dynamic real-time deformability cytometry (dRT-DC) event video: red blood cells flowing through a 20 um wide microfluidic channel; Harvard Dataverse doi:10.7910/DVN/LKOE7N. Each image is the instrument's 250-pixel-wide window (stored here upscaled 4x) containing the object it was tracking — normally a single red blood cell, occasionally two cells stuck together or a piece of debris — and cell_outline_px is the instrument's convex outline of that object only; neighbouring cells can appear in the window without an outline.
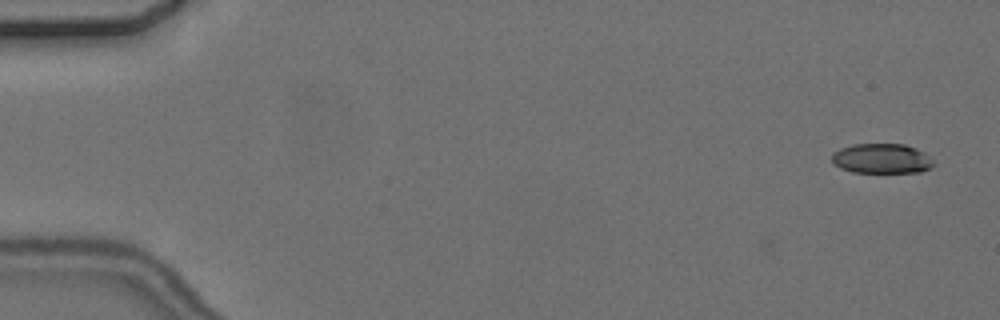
{"species": "common noctule bat (a hibernating species)", "species_latin": "Nyctalus noctula", "temperature_condition": "cold", "stored_images_in_passage": 2, "camera_frame_rate_fps": 3000, "um_per_image_px": 0.085, "animal": {"sex": "female", "body_mass_g": 24.6, "forearm_length_mm": 56.2}, "frame": {"image": 1, "passage_image": 2, "time_ms": 1.333, "image_size_px": [1000, 320], "cell_outline_px": [[936, 164], [920, 172], [852, 172], [840, 168], [832, 164], [832, 152], [840, 148], [852, 144], [904, 144], [916, 148], [924, 152]], "centroid_in_image_um": [74.91, 13.47], "position_along_channel_um": 10.1, "area_um2": 17.8}}